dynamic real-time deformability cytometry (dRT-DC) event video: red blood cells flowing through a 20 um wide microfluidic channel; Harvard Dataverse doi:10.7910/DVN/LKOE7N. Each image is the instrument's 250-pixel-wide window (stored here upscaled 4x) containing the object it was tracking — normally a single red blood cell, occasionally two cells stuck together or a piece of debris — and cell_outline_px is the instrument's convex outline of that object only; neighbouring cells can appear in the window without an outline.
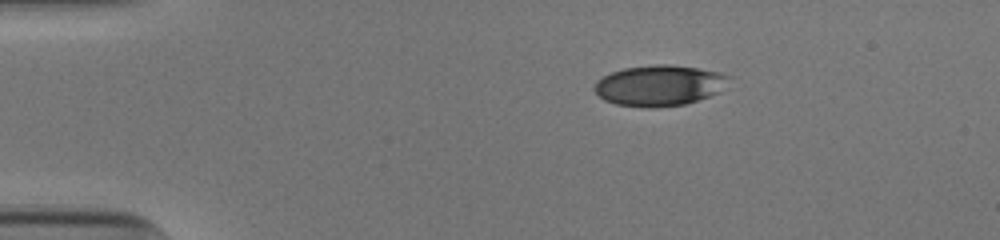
{"species": "human", "species_latin": "Homo sapiens", "temperature_condition": "cold", "stored_images_in_passage": 44, "camera_frame_rate_fps": 3000, "um_per_image_px": 0.085, "donor": {"sex": "male"}, "frame": {"image": 1, "passage_image": 1, "time_ms": 0.0, "image_size_px": [1000, 240], "cell_outline_px": [[732, 76], [720, 92], [684, 104], [652, 108], [648, 108], [616, 104], [604, 100], [592, 88], [596, 80], [612, 72], [624, 68], [652, 64], [668, 64], [696, 68], [720, 72]], "centroid_in_image_um": [56.03, 7.26], "position_along_channel_um": 29.0, "area_um2": 31.96}}
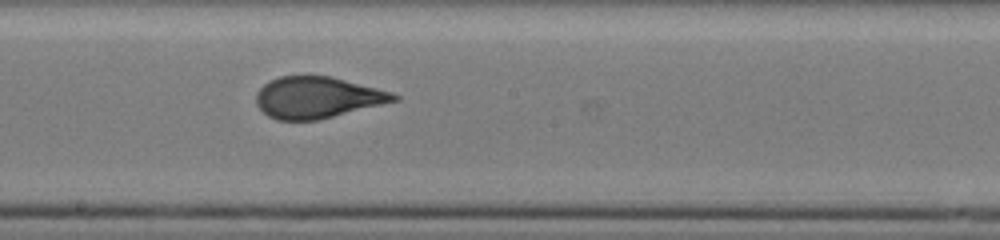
{"frame": {"image": 2, "passage_image": 21, "time_ms": 6.667, "image_size_px": [1000, 240], "cell_outline_px": [[400, 100], [316, 120], [276, 120], [268, 116], [256, 104], [256, 92], [264, 84], [280, 76], [332, 76], [392, 92], [400, 96]], "centroid_in_image_um": [26.98, 8.28], "position_along_channel_um": 221.2, "area_um2": 33.06}}
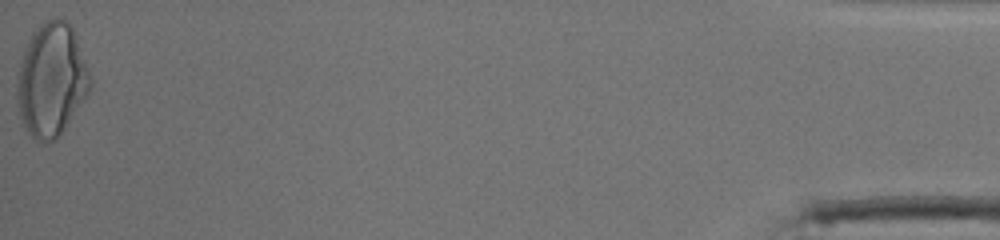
{"frame": {"image": 3, "passage_image": 44, "time_ms": 14.333, "image_size_px": [1000, 240], "cell_outline_px": [[92, 88], [64, 128], [52, 140], [44, 144], [36, 140], [24, 128], [16, 104], [16, 76], [24, 48], [32, 32], [48, 20], [64, 20], [72, 28], [92, 80]], "centroid_in_image_um": [4.33, 6.83], "position_along_channel_um": 430.9, "area_um2": 47.8}, "authors_computed_cell_mechanics": {"area_um2": 33.8708, "velocity_mm_per_s": 3.9384, "shape_relaxation_time_tau1_ms": 10.6482, "shape_relaxation_time_tau2_ms": 0.6645, "deformation_change_tau1": 0.287, "deformation_change_tau2": 0.0663}}